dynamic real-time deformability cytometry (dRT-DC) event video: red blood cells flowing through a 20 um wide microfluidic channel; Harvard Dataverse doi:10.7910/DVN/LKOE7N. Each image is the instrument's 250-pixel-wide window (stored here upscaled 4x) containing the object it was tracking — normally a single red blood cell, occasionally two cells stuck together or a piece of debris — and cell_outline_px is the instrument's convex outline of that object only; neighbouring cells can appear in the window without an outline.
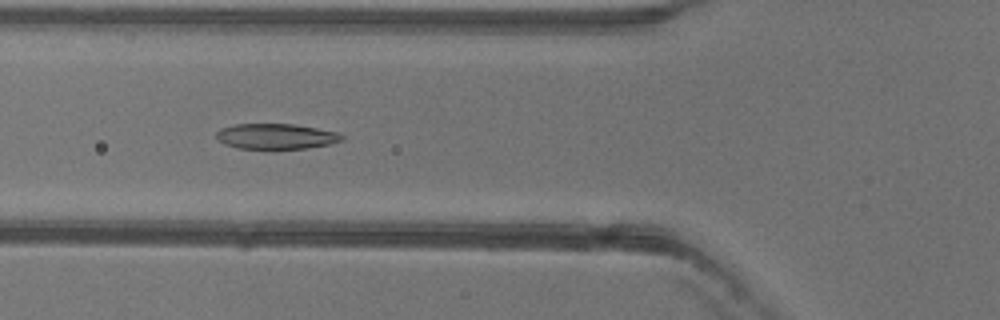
{"species": "common noctule bat (a hibernating species)", "species_latin": "Nyctalus noctula", "temperature_condition": "warm", "stored_images_in_passage": 52, "camera_frame_rate_fps": 3000, "um_per_image_px": 0.085, "animal": {"sex": "female"}, "frame": {"image": 1, "passage_image": 19, "time_ms": 6.0, "image_size_px": [1000, 320], "cell_outline_px": [[344, 140], [328, 144], [308, 148], [268, 152], [236, 148], [224, 144], [216, 136], [216, 132], [220, 128], [236, 124], [292, 124], [316, 128], [336, 132], [344, 136]], "centroid_in_image_um": [23.42, 11.64], "position_along_channel_um": 102.4, "area_um2": 19.42}}
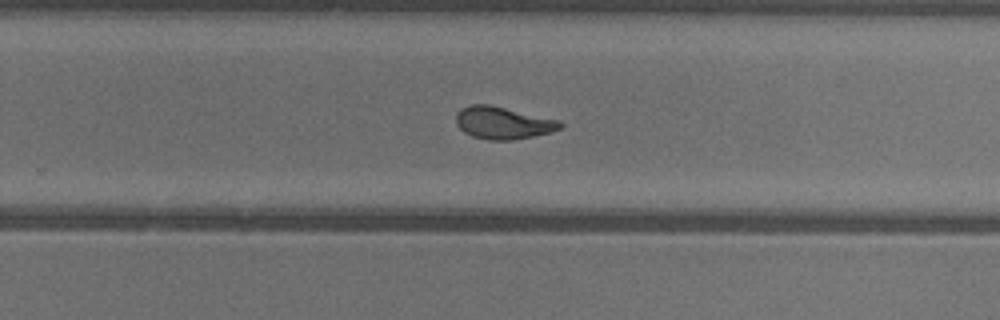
{"frame": {"image": 2, "passage_image": 33, "time_ms": 10.667, "image_size_px": [1000, 320], "cell_outline_px": [[564, 124], [560, 128], [552, 132], [512, 140], [488, 140], [472, 136], [464, 132], [456, 124], [456, 112], [460, 108], [472, 104], [488, 104], [560, 120]], "centroid_in_image_um": [42.74, 10.44], "position_along_channel_um": 287.1, "area_um2": 19.65}}
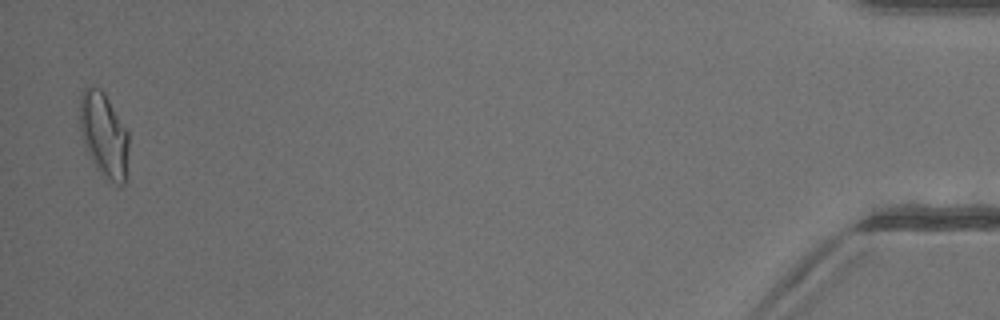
{"frame": {"image": 3, "passage_image": 51, "time_ms": 16.667, "image_size_px": [1000, 320], "cell_outline_px": [[128, 148], [124, 184], [116, 184], [96, 168], [80, 136], [80, 96], [84, 88], [100, 88], [104, 92], [128, 128]], "centroid_in_image_um": [8.83, 11.41], "position_along_channel_um": 426.4, "area_um2": 23.93}, "authors_computed_cell_mechanics": {"area_um2": 20.4034, "velocity_mm_per_s": 3.9668, "shape_relaxation_time_tau1_ms": 6.7936, "shape_relaxation_time_tau2_ms": 1.3252, "deformation_change_tau1": 0.1872, "deformation_change_tau2": 0.0729}}